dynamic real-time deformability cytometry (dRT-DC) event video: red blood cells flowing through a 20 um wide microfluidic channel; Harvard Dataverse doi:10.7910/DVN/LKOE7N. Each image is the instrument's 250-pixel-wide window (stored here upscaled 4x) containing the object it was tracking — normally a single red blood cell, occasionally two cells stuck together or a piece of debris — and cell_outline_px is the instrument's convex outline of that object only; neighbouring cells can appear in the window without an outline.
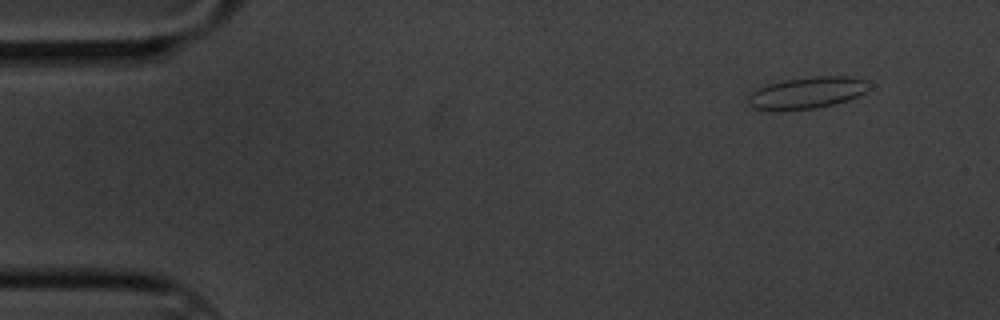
{"species": "common noctule bat (a hibernating species)", "species_latin": "Nyctalus noctula", "temperature_condition": "cold", "stored_images_in_passage": 56, "segment_of_instrument_passage": [1, 2], "camera_frame_rate_fps": 3000, "um_per_image_px": 0.085, "animal": {"sex": "male", "body_mass_g": 20.1, "forearm_length_mm": 53.5}, "frame": {"image": 1, "passage_image": 1, "time_ms": 0.0, "image_size_px": [1000, 320], "cell_outline_px": [[872, 84], [868, 92], [848, 100], [836, 104], [816, 108], [752, 108], [748, 104], [748, 96], [756, 88], [768, 84], [784, 80], [812, 76], [848, 76], [864, 80]], "centroid_in_image_um": [68.68, 7.85], "position_along_channel_um": 16.3, "area_um2": 22.02}}
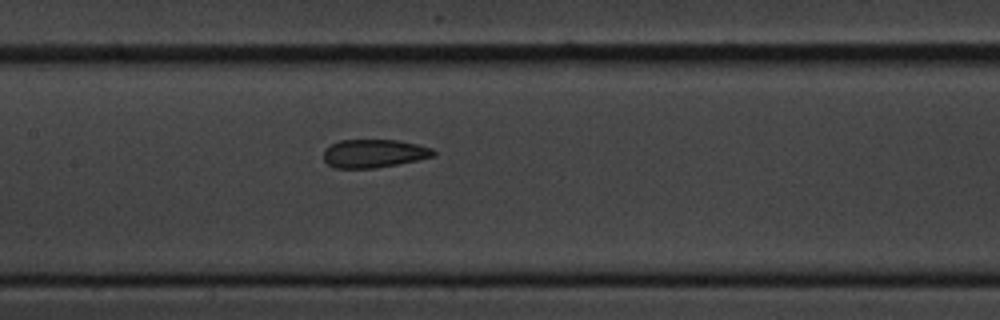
{"frame": {"image": 2, "passage_image": 24, "time_ms": 7.667, "image_size_px": [1000, 320], "cell_outline_px": [[436, 156], [376, 168], [336, 168], [328, 164], [324, 160], [324, 148], [340, 140], [396, 140], [416, 144], [432, 148], [436, 152]], "centroid_in_image_um": [31.78, 13.04], "position_along_channel_um": 175.6, "area_um2": 18.03}}
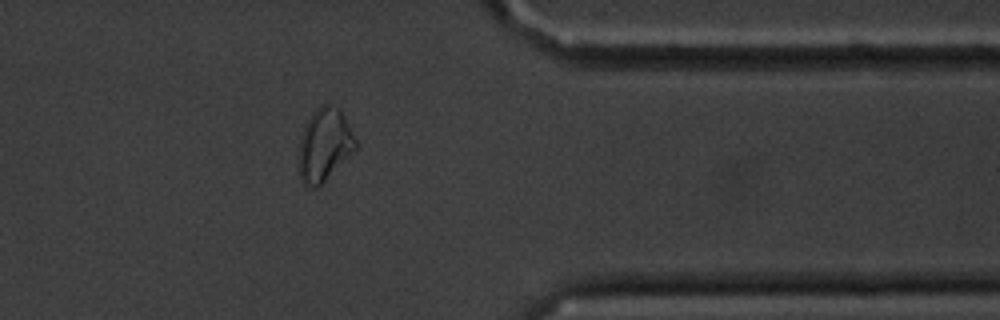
{"frame": {"image": 3, "passage_image": 44, "time_ms": 14.333, "image_size_px": [1000, 320], "cell_outline_px": [[356, 148], [316, 188], [312, 188], [304, 184], [300, 180], [296, 156], [300, 136], [312, 112], [320, 104], [332, 104], [340, 108], [356, 140]], "centroid_in_image_um": [27.51, 12.29], "position_along_channel_um": 383.9, "area_um2": 24.16}}